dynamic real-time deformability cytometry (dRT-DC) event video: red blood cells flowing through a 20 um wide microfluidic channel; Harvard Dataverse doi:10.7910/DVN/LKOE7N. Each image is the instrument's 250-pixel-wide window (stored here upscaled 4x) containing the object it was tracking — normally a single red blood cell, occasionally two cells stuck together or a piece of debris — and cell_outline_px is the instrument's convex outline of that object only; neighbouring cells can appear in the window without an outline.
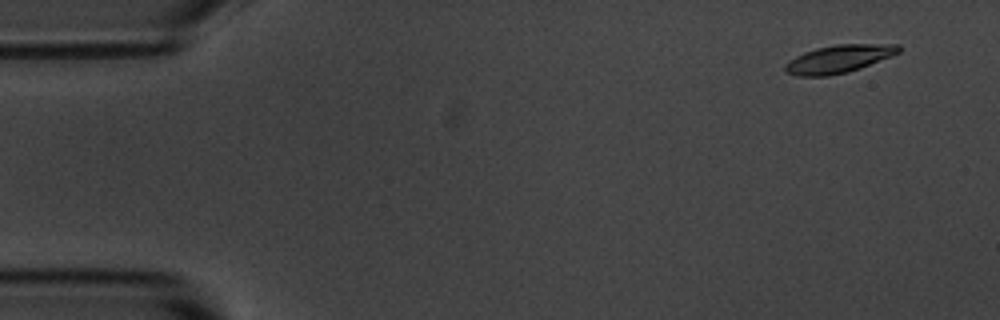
{"species": "common noctule bat (a hibernating species)", "species_latin": "Nyctalus noctula", "temperature_condition": "room temperature", "stored_images_in_passage": 56, "camera_frame_rate_fps": 3000, "um_per_image_px": 0.085, "animal": {"sex": "male", "body_mass_g": 20.1, "forearm_length_mm": 53.5}, "frame": {"image": 1, "passage_image": 4, "time_ms": 1.0, "image_size_px": [1000, 320], "cell_outline_px": [[900, 52], [892, 56], [860, 68], [848, 72], [828, 76], [800, 76], [788, 72], [784, 68], [784, 64], [788, 60], [804, 52], [816, 48], [836, 44], [900, 44]], "centroid_in_image_um": [71.31, 5.0], "position_along_channel_um": 13.7, "area_um2": 18.44}}
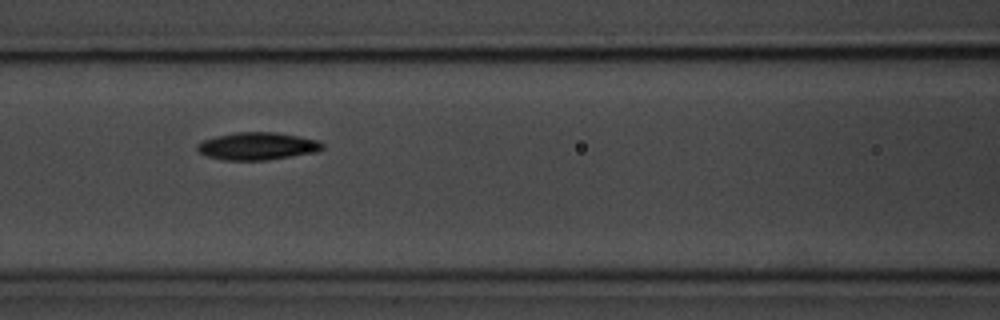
{"frame": {"image": 2, "passage_image": 24, "time_ms": 7.667, "image_size_px": [1000, 320], "cell_outline_px": [[324, 148], [316, 152], [264, 160], [224, 160], [208, 156], [200, 152], [196, 148], [196, 144], [204, 140], [216, 136], [236, 132], [276, 132], [320, 140], [324, 144]], "centroid_in_image_um": [21.89, 12.41], "position_along_channel_um": 144.7, "area_um2": 20.0}}
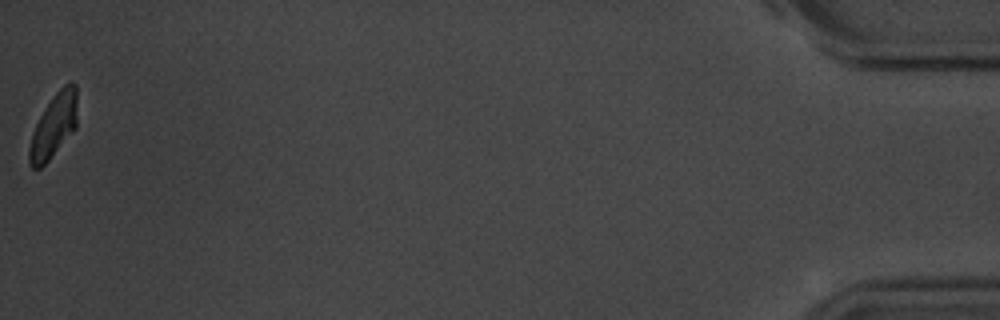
{"frame": {"image": 3, "passage_image": 56, "time_ms": 18.333, "image_size_px": [1000, 320], "cell_outline_px": [[76, 128], [48, 160], [40, 168], [32, 168], [28, 164], [28, 148], [32, 132], [40, 116], [56, 92], [64, 84], [72, 80], [76, 84]], "centroid_in_image_um": [4.55, 10.7], "position_along_channel_um": 430.6, "area_um2": 17.69}, "authors_computed_cell_mechanics": {"area_um2": 19.0162, "velocity_mm_per_s": 3.5989, "shape_relaxation_time_tau1_ms": 2.7255, "shape_relaxation_time_tau2_ms": null, "deformation_change_tau1": 0.1442, "deformation_change_tau2": null}}